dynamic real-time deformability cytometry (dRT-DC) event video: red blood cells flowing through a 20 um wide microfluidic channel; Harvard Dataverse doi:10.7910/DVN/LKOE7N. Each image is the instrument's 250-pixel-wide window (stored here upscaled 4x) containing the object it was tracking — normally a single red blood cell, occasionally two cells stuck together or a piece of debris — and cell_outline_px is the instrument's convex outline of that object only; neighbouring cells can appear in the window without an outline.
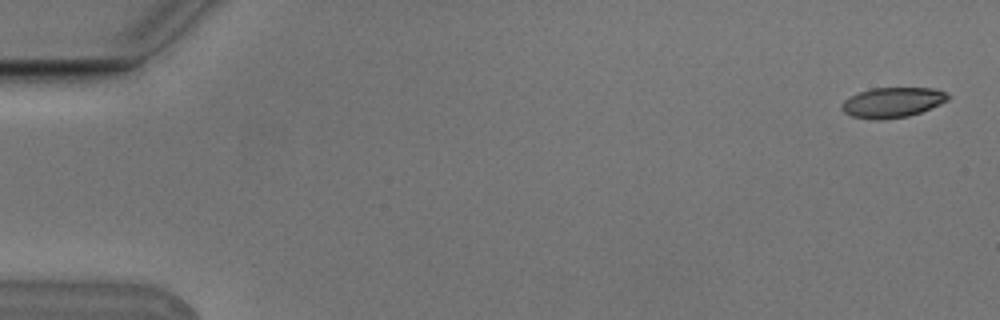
{"species": "Egyptian fruit bat (a non-hibernating species)", "species_latin": "Rousettus aegyptiacus", "temperature_condition": "cold", "stored_images_in_passage": 6, "camera_frame_rate_fps": 3000, "um_per_image_px": 0.085, "animal": {"sex": "male"}, "frame": {"image": 1, "passage_image": 1, "time_ms": 0.0, "image_size_px": [1000, 320], "cell_outline_px": [[952, 96], [948, 100], [940, 104], [920, 112], [908, 116], [880, 120], [872, 120], [852, 116], [844, 112], [840, 108], [840, 104], [844, 100], [860, 92], [872, 88], [936, 88]], "centroid_in_image_um": [75.86, 8.71], "position_along_channel_um": 9.1, "area_um2": 18.67}}
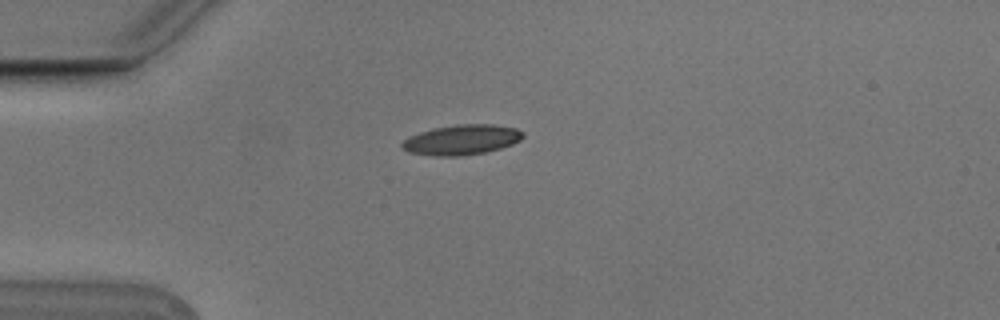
{"frame": {"image": 2, "passage_image": 4, "time_ms": 1.0, "image_size_px": [1000, 320], "cell_outline_px": [[524, 136], [520, 140], [512, 144], [500, 148], [484, 152], [460, 156], [432, 156], [408, 152], [400, 148], [400, 144], [408, 136], [432, 128], [456, 124], [492, 124], [516, 128], [524, 132]], "centroid_in_image_um": [39.2, 11.88], "position_along_channel_um": 45.8, "area_um2": 21.39}}